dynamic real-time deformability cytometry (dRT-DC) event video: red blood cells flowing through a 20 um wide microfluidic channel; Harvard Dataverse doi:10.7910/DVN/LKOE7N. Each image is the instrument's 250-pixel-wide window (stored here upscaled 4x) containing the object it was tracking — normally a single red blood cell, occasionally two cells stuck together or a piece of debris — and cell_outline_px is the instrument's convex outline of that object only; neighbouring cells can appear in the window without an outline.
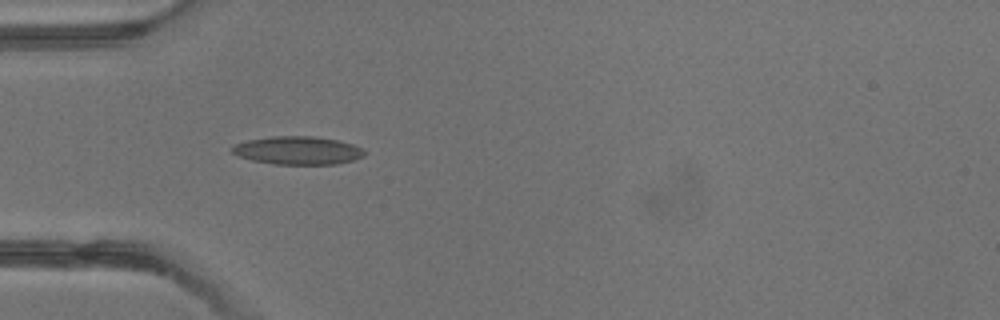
{"species": "common noctule bat (a hibernating species)", "species_latin": "Nyctalus noctula", "temperature_condition": "warm", "stored_images_in_passage": 5, "camera_frame_rate_fps": 3000, "um_per_image_px": 0.085, "animal": {"sex": "male", "body_mass_g": 13.3}, "frame": {"image": 1, "passage_image": 4, "time_ms": 3.667, "image_size_px": [1000, 320], "cell_outline_px": [[368, 152], [364, 156], [356, 160], [336, 164], [272, 164], [252, 160], [240, 156], [232, 152], [232, 148], [236, 144], [248, 140], [272, 136], [312, 136], [336, 140], [352, 144]], "centroid_in_image_um": [25.35, 12.79], "position_along_channel_um": 59.6, "area_um2": 21.62}}
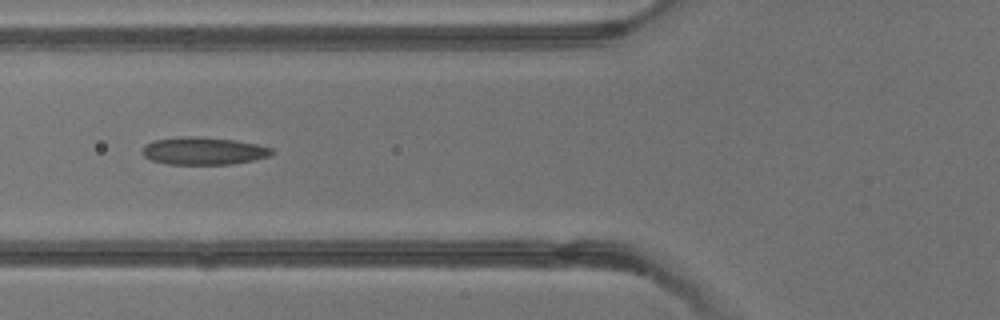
{"frame": {"image": 2, "passage_image": 5, "time_ms": 4.667, "image_size_px": [1000, 320], "cell_outline_px": [[276, 152], [268, 156], [252, 160], [232, 164], [168, 164], [152, 160], [144, 156], [140, 152], [144, 144], [152, 140], [184, 136], [200, 136], [236, 140], [256, 144], [272, 148]], "centroid_in_image_um": [17.27, 12.81], "position_along_channel_um": 108.5, "area_um2": 20.98}}